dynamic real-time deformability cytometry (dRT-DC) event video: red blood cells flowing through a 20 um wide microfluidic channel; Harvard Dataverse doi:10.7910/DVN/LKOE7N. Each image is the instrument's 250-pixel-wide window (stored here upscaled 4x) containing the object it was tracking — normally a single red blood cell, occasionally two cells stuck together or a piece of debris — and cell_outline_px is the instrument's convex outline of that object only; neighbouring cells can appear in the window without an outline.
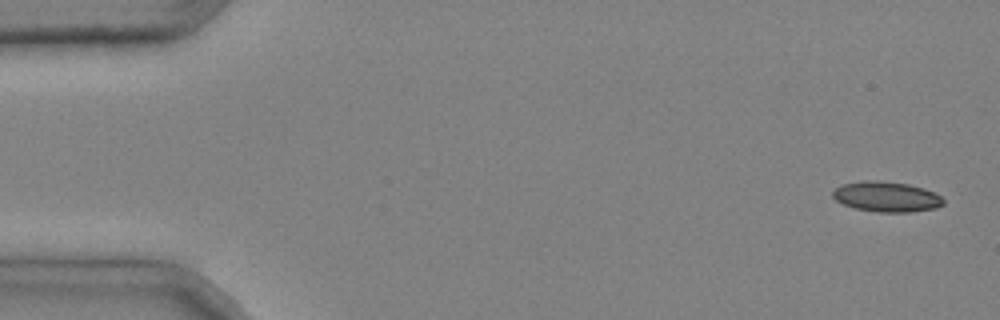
{"species": "common noctule bat (a hibernating species)", "species_latin": "Nyctalus noctula", "temperature_condition": "cold", "stored_images_in_passage": 4, "camera_frame_rate_fps": 3000, "um_per_image_px": 0.085, "animal": {"sex": "male", "body_mass_g": 20.4}, "frame": {"image": 1, "passage_image": 1, "time_ms": 0.0, "image_size_px": [1000, 320], "cell_outline_px": [[944, 204], [936, 208], [912, 212], [876, 212], [856, 208], [844, 204], [836, 200], [832, 196], [832, 192], [840, 184], [860, 180], [876, 180], [908, 184], [924, 188], [940, 196], [944, 200]], "centroid_in_image_um": [75.34, 16.71], "position_along_channel_um": 9.7, "area_um2": 19.59}}